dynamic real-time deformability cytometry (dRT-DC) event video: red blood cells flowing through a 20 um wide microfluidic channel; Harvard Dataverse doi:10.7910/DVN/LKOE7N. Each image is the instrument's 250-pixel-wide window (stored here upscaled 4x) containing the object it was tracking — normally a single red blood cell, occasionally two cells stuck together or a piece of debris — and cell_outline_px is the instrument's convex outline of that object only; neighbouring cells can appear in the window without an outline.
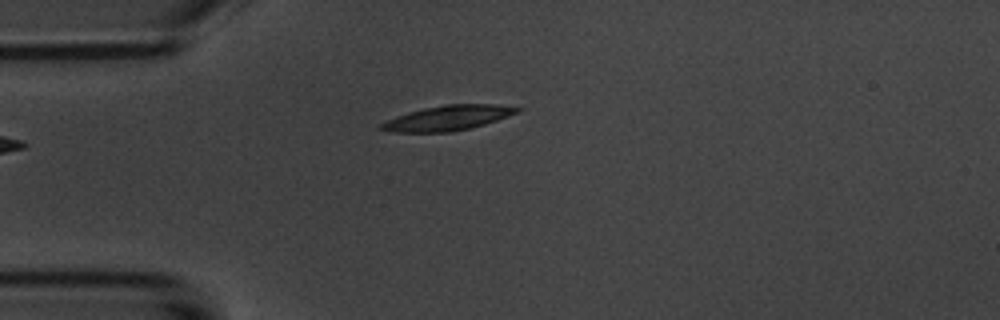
{"species": "common noctule bat (a hibernating species)", "species_latin": "Nyctalus noctula", "temperature_condition": "room temperature", "stored_images_in_passage": 1, "camera_frame_rate_fps": 3000, "um_per_image_px": 0.085, "animal": {"sex": "male", "body_mass_g": 20.1, "forearm_length_mm": 53.5}, "frame": {"image": 1, "passage_image": 1, "time_ms": 0.0, "image_size_px": [1000, 320], "cell_outline_px": [[524, 108], [520, 112], [472, 128], [448, 132], [392, 132], [376, 128], [380, 124], [396, 116], [408, 112], [424, 108], [448, 104], [496, 104]], "centroid_in_image_um": [38.08, 10.02], "position_along_channel_um": 46.9, "area_um2": 19.77}}